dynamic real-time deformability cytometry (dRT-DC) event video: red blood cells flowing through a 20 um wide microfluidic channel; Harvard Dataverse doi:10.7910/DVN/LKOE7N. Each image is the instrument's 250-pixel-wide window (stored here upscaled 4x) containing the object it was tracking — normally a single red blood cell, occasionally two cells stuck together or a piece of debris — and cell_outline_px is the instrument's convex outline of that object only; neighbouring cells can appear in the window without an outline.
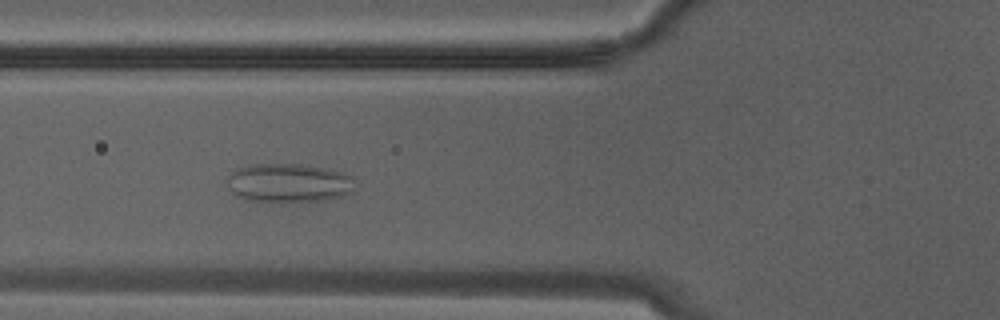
{"species": "Egyptian fruit bat (a non-hibernating species)", "species_latin": "Rousettus aegyptiacus", "temperature_condition": "warm", "stored_images_in_passage": 16, "camera_frame_rate_fps": 3000, "um_per_image_px": 0.085, "animal": {"sex": "male"}, "frame": {"image": 1, "passage_image": 7, "time_ms": 2.0, "image_size_px": [1000, 320], "cell_outline_px": [[352, 192], [344, 196], [324, 200], [284, 204], [248, 200], [236, 196], [228, 188], [228, 176], [236, 168], [252, 164], [300, 164], [324, 168], [344, 172], [352, 176]], "centroid_in_image_um": [24.52, 15.58], "position_along_channel_um": 101.3, "area_um2": 29.59}}